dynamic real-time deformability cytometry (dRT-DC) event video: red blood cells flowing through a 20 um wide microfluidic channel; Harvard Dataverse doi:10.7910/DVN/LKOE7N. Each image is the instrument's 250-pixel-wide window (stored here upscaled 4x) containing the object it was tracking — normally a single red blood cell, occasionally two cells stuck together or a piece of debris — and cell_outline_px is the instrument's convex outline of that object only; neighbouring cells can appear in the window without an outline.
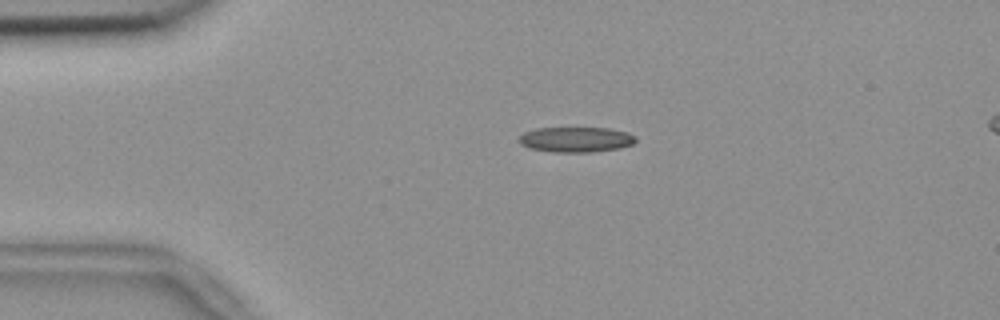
{"species": "common noctule bat (a hibernating species)", "species_latin": "Nyctalus noctula", "temperature_condition": "room temperature", "stored_images_in_passage": 49, "camera_frame_rate_fps": 3000, "um_per_image_px": 0.085, "animal": {"sex": "female", "body_mass_g": 18.4}, "frame": {"image": 1, "passage_image": 6, "time_ms": 1.667, "image_size_px": [1000, 320], "cell_outline_px": [[636, 140], [632, 144], [620, 148], [592, 152], [552, 152], [528, 148], [520, 144], [520, 136], [524, 132], [536, 128], [608, 128], [628, 132], [636, 136]], "centroid_in_image_um": [48.96, 11.86], "position_along_channel_um": 36.0, "area_um2": 17.22}}
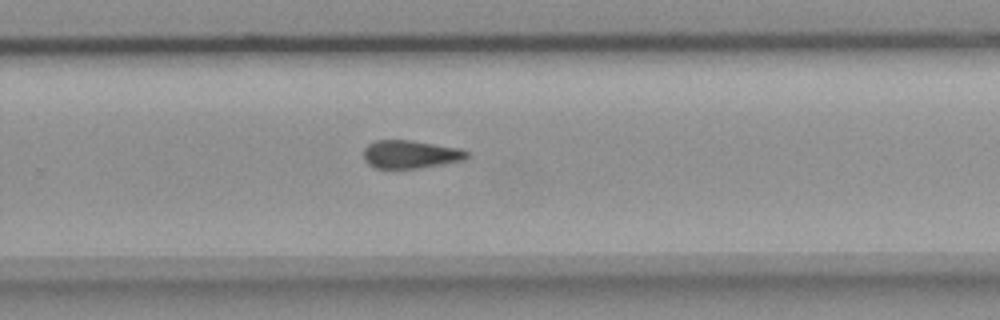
{"frame": {"image": 2, "passage_image": 30, "time_ms": 9.667, "image_size_px": [1000, 320], "cell_outline_px": [[468, 156], [464, 160], [420, 168], [376, 168], [368, 164], [364, 160], [364, 148], [368, 144], [376, 140], [408, 140], [460, 148], [468, 152]], "centroid_in_image_um": [34.87, 13.12], "position_along_channel_um": 294.9, "area_um2": 16.82}}
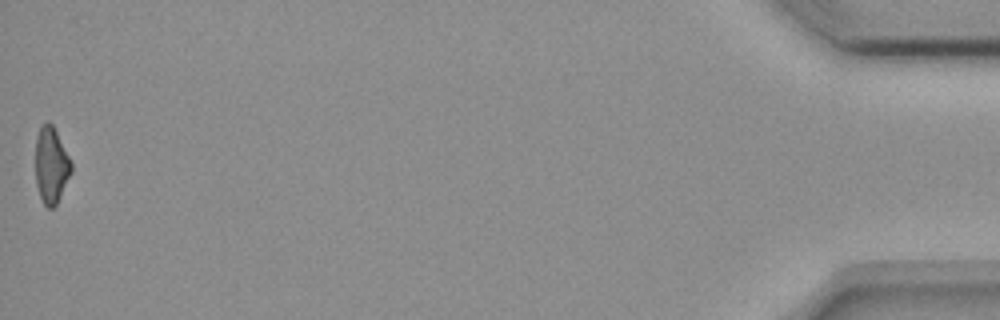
{"frame": {"image": 3, "passage_image": 49, "time_ms": 16.0, "image_size_px": [1000, 320], "cell_outline_px": [[72, 172], [56, 204], [52, 208], [48, 208], [44, 204], [40, 196], [36, 184], [36, 136], [40, 128], [48, 120], [52, 124], [72, 164]], "centroid_in_image_um": [4.34, 14.05], "position_along_channel_um": 430.9, "area_um2": 15.61}, "authors_computed_cell_mechanics": {"area_um2": 17.2244, "velocity_mm_per_s": 3.6808, "shape_relaxation_time_tau1_ms": null, "shape_relaxation_time_tau2_ms": 5.5648, "deformation_change_tau1": null, "deformation_change_tau2": 0.1463}}